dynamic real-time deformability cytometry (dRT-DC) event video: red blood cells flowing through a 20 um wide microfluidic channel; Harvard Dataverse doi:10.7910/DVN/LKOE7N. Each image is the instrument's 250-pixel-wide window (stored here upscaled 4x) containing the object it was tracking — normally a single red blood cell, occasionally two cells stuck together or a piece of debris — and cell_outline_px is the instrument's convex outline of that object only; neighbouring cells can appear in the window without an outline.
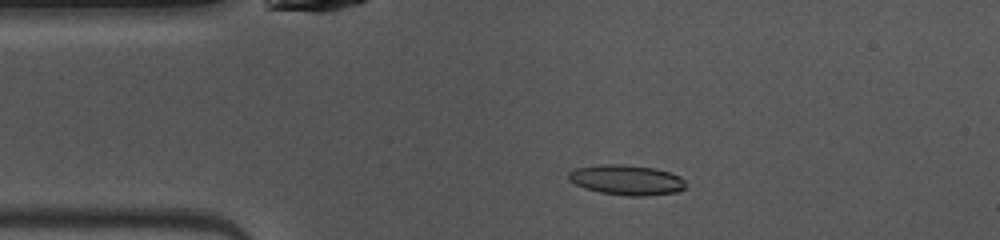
{"species": "common noctule bat (a hibernating species)", "species_latin": "Nyctalus noctula", "temperature_condition": "warm", "stored_images_in_passage": 47, "camera_frame_rate_fps": 3000, "um_per_image_px": 0.085, "animal": {"sex": "female", "body_mass_g": 10.0, "forearm_length_mm": 53.1}, "frame": {"image": 1, "passage_image": 8, "time_ms": 2.333, "image_size_px": [1000, 240], "cell_outline_px": [[684, 188], [676, 192], [644, 196], [628, 196], [600, 192], [584, 188], [568, 180], [568, 172], [576, 168], [600, 164], [624, 164], [656, 168], [680, 176], [684, 180]], "centroid_in_image_um": [53.23, 15.29], "position_along_channel_um": 31.8, "area_um2": 20.58}}
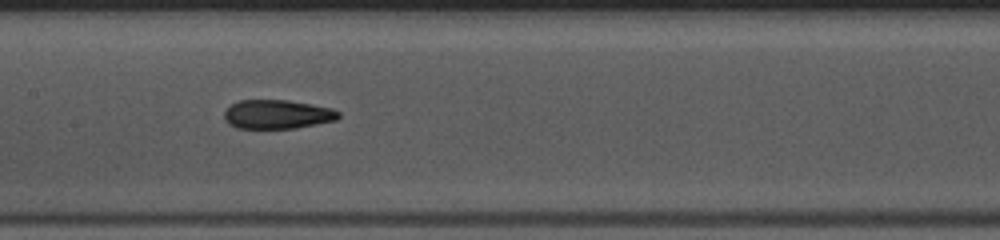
{"frame": {"image": 2, "passage_image": 21, "time_ms": 6.667, "image_size_px": [1000, 240], "cell_outline_px": [[340, 116], [336, 120], [296, 128], [236, 128], [228, 124], [224, 120], [224, 112], [232, 104], [240, 100], [288, 100], [312, 104], [332, 108], [340, 112]], "centroid_in_image_um": [23.57, 9.72], "position_along_channel_um": 183.8, "area_um2": 19.36}}
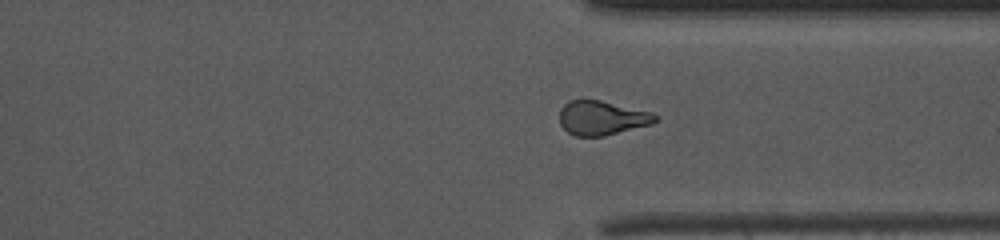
{"frame": {"image": 3, "passage_image": 34, "time_ms": 11.0, "image_size_px": [1000, 240], "cell_outline_px": [[660, 120], [652, 124], [604, 136], [576, 136], [568, 132], [560, 124], [560, 108], [568, 100], [600, 100], [652, 112]], "centroid_in_image_um": [51.17, 10.02], "position_along_channel_um": 360.2, "area_um2": 19.13}, "authors_computed_cell_mechanics": {"area_um2": 19.363, "velocity_mm_per_s": 4.0839, "shape_relaxation_time_tau1_ms": null, "shape_relaxation_time_tau2_ms": 2.9944, "deformation_change_tau1": null, "deformation_change_tau2": 0.1136}}